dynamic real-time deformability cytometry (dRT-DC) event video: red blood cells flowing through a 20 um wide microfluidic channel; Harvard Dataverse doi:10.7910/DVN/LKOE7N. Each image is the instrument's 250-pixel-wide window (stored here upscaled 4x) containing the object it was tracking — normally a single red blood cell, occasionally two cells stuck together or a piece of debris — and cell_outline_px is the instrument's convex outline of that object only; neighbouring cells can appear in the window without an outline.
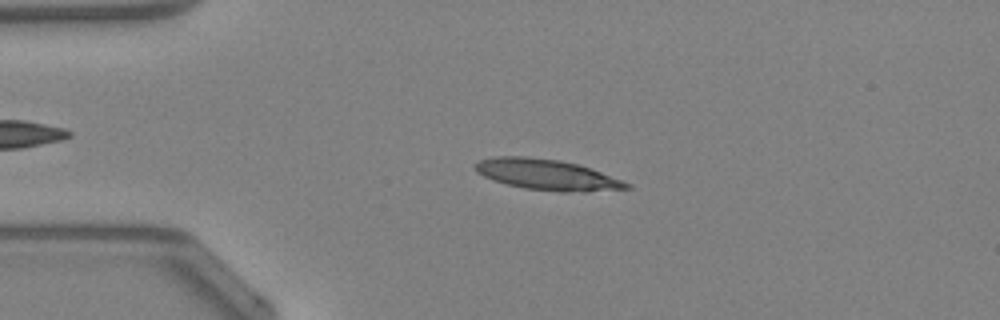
{"species": "Egyptian fruit bat (a non-hibernating species)", "species_latin": "Rousettus aegyptiacus", "temperature_condition": "warm", "stored_images_in_passage": 21, "camera_frame_rate_fps": 3000, "um_per_image_px": 0.085, "animal": {"sex": "female"}, "frame": {"image": 1, "passage_image": 10, "time_ms": 3.0, "image_size_px": [1000, 320], "cell_outline_px": [[632, 188], [588, 192], [560, 192], [524, 188], [492, 180], [476, 172], [476, 164], [480, 160], [496, 156], [524, 156], [560, 160], [580, 164], [592, 168], [632, 184]], "centroid_in_image_um": [46.56, 14.85], "position_along_channel_um": 38.4, "area_um2": 27.28}}
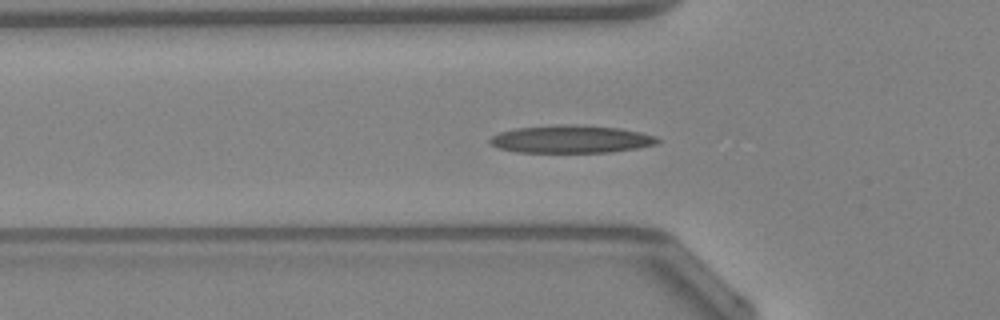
{"frame": {"image": 2, "passage_image": 15, "time_ms": 4.667, "image_size_px": [1000, 320], "cell_outline_px": [[660, 140], [656, 144], [640, 148], [612, 152], [516, 152], [500, 148], [492, 144], [488, 140], [492, 136], [500, 132], [516, 128], [556, 124], [620, 128], [640, 132], [656, 136]], "centroid_in_image_um": [48.56, 11.83], "position_along_channel_um": 77.2, "area_um2": 26.93}}